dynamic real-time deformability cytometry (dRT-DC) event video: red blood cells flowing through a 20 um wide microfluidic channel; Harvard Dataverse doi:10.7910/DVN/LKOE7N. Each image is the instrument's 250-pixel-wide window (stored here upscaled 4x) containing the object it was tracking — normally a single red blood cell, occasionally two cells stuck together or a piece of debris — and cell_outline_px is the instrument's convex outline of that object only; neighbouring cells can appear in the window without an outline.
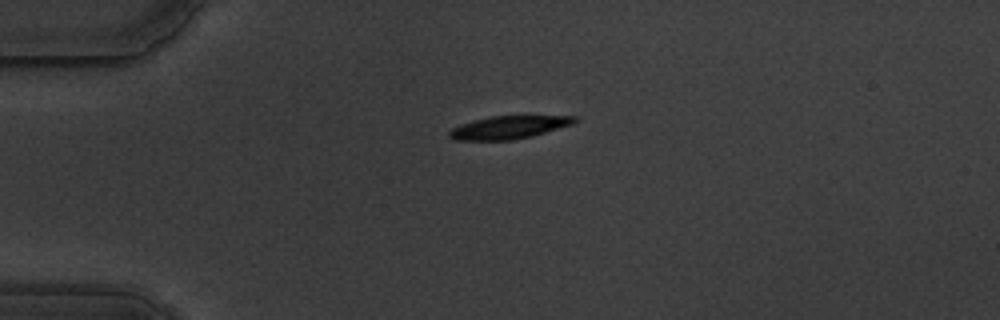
{"species": "common noctule bat (a hibernating species)", "species_latin": "Nyctalus noctula", "temperature_condition": "warm", "stored_images_in_passage": 45, "camera_frame_rate_fps": 3000, "um_per_image_px": 0.085, "animal": {"sex": "male", "body_mass_g": 19.5, "forearm_length_mm": 54.6}, "frame": {"image": 1, "passage_image": 1, "time_ms": 0.0, "image_size_px": [1000, 320], "cell_outline_px": [[580, 120], [576, 124], [532, 136], [512, 140], [456, 140], [448, 136], [448, 132], [452, 128], [460, 124], [472, 120], [492, 116], [580, 116]], "centroid_in_image_um": [43.31, 10.82], "position_along_channel_um": 41.7, "area_um2": 16.99}}
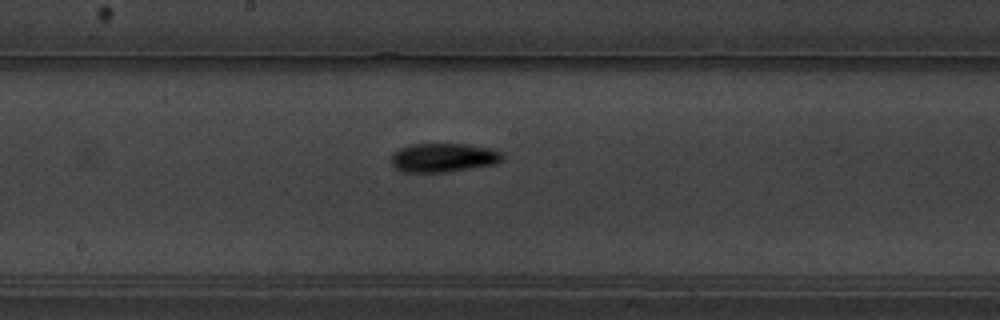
{"frame": {"image": 2, "passage_image": 18, "time_ms": 5.667, "image_size_px": [1000, 320], "cell_outline_px": [[504, 160], [496, 164], [448, 172], [404, 172], [396, 168], [392, 164], [392, 156], [400, 148], [408, 144], [468, 144], [492, 148], [500, 152], [504, 156]], "centroid_in_image_um": [37.74, 13.4], "position_along_channel_um": 210.5, "area_um2": 18.84}}
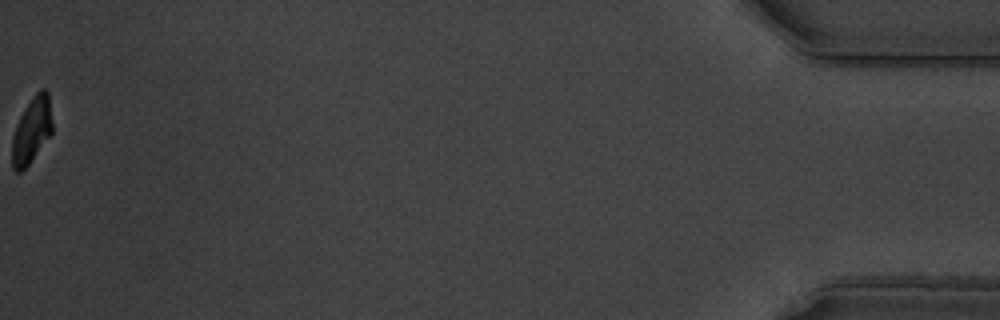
{"frame": {"image": 3, "passage_image": 45, "time_ms": 14.667, "image_size_px": [1000, 320], "cell_outline_px": [[52, 132], [28, 164], [20, 172], [16, 172], [12, 168], [12, 136], [16, 124], [24, 108], [36, 92], [40, 88], [44, 88], [48, 92], [52, 120]], "centroid_in_image_um": [2.68, 11.04], "position_along_channel_um": 432.5, "area_um2": 15.32}, "authors_computed_cell_mechanics": {"area_um2": 17.8602, "velocity_mm_per_s": 3.5143, "shape_relaxation_time_tau1_ms": 3.8282, "shape_relaxation_time_tau2_ms": null, "deformation_change_tau1": 0.1391, "deformation_change_tau2": null}}